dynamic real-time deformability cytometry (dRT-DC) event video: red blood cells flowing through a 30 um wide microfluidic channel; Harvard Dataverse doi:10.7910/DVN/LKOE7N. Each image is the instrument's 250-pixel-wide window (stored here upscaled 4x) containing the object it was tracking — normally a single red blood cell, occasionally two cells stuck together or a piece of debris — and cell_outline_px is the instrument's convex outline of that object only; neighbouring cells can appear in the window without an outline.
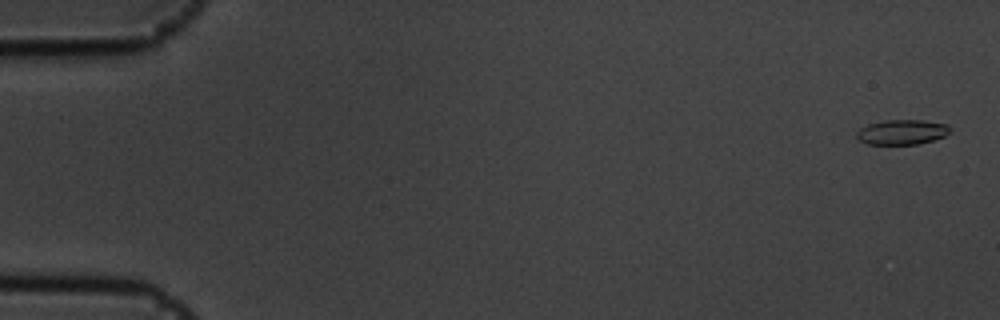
{"species": "common noctule bat (a hibernating species)", "species_latin": "Nyctalus noctula", "temperature_condition": "cold", "stored_images_in_passage": 58, "segment_of_instrument_passage": [1, 2], "camera_frame_rate_fps": 3000, "um_per_image_px": 0.085, "animal": {"sex": "male", "body_mass_g": 19.5, "forearm_length_mm": 54.6}, "frame": {"image": 1, "passage_image": 2, "time_ms": 0.333, "image_size_px": [1000, 320], "cell_outline_px": [[952, 128], [944, 136], [920, 144], [868, 144], [860, 140], [856, 136], [856, 132], [860, 128], [868, 124], [884, 120], [924, 120], [948, 124]], "centroid_in_image_um": [76.68, 11.22], "position_along_channel_um": 8.3, "area_um2": 13.58}}
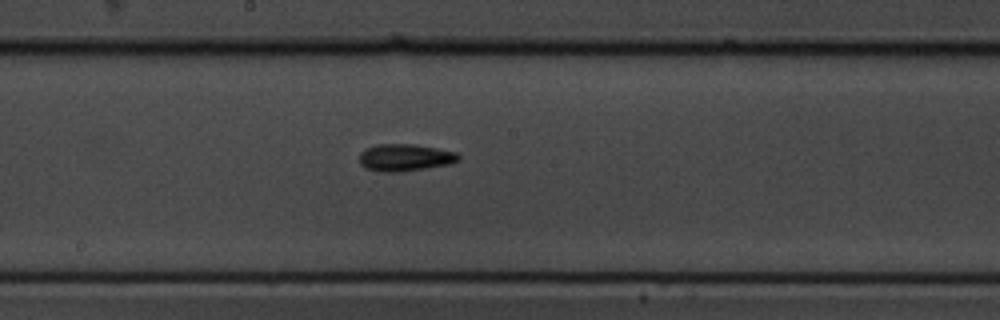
{"frame": {"image": 2, "passage_image": 31, "time_ms": 10.0, "image_size_px": [1000, 320], "cell_outline_px": [[460, 160], [448, 164], [400, 172], [380, 172], [364, 168], [360, 164], [360, 152], [364, 148], [376, 144], [412, 144], [436, 148], [456, 152], [460, 156]], "centroid_in_image_um": [34.37, 13.39], "position_along_channel_um": 213.8, "area_um2": 15.72}}
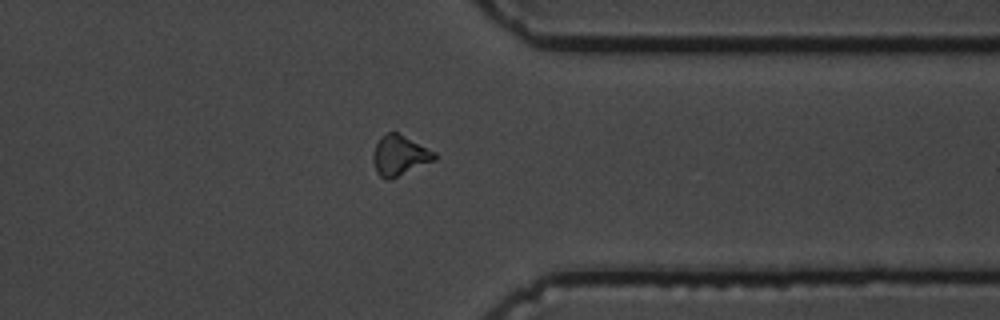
{"frame": {"image": 3, "passage_image": 45, "time_ms": 14.667, "image_size_px": [1000, 320], "cell_outline_px": [[436, 160], [392, 180], [388, 180], [380, 176], [376, 172], [372, 160], [372, 152], [380, 136], [388, 132], [396, 132], [436, 152]], "centroid_in_image_um": [33.95, 13.24], "position_along_channel_um": 377.5, "area_um2": 14.62}}